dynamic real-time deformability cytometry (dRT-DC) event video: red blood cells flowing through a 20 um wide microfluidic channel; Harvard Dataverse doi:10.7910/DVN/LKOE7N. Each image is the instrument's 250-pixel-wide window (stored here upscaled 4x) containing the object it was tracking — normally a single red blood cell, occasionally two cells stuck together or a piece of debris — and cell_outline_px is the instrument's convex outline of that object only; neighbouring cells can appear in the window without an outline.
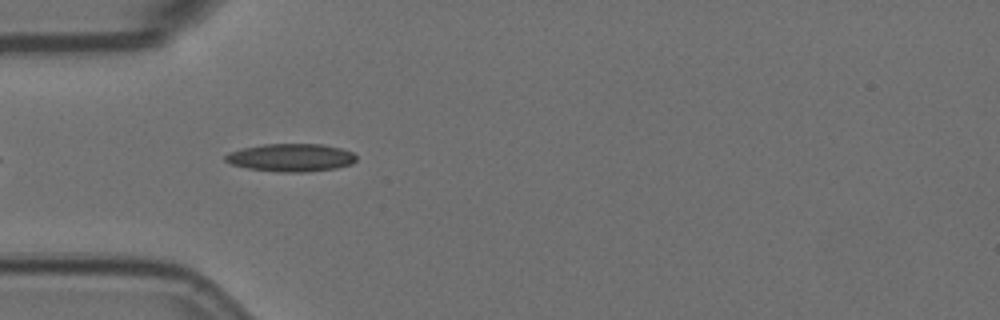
{"species": "Egyptian fruit bat (a non-hibernating species)", "species_latin": "Rousettus aegyptiacus", "temperature_condition": "room temperature", "stored_images_in_passage": 5, "camera_frame_rate_fps": 3000, "um_per_image_px": 0.085, "animal": {"sex": "female"}, "frame": {"image": 1, "passage_image": 4, "time_ms": 1.0, "image_size_px": [1000, 320], "cell_outline_px": [[356, 160], [352, 164], [336, 168], [308, 172], [276, 172], [248, 168], [232, 164], [224, 160], [224, 156], [228, 152], [244, 148], [264, 144], [324, 144], [340, 148], [352, 152], [356, 156]], "centroid_in_image_um": [24.74, 13.4], "position_along_channel_um": 60.3, "area_um2": 21.33}}
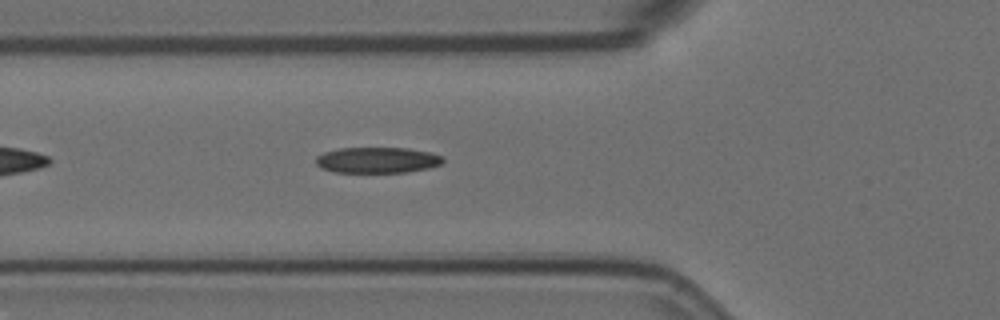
{"frame": {"image": 2, "passage_image": 5, "time_ms": 1.333, "image_size_px": [1000, 320], "cell_outline_px": [[444, 160], [440, 164], [428, 168], [408, 172], [336, 172], [320, 168], [316, 164], [316, 156], [324, 152], [336, 148], [408, 148], [432, 152], [444, 156]], "centroid_in_image_um": [32.08, 13.6], "position_along_channel_um": 93.7, "area_um2": 19.31}}